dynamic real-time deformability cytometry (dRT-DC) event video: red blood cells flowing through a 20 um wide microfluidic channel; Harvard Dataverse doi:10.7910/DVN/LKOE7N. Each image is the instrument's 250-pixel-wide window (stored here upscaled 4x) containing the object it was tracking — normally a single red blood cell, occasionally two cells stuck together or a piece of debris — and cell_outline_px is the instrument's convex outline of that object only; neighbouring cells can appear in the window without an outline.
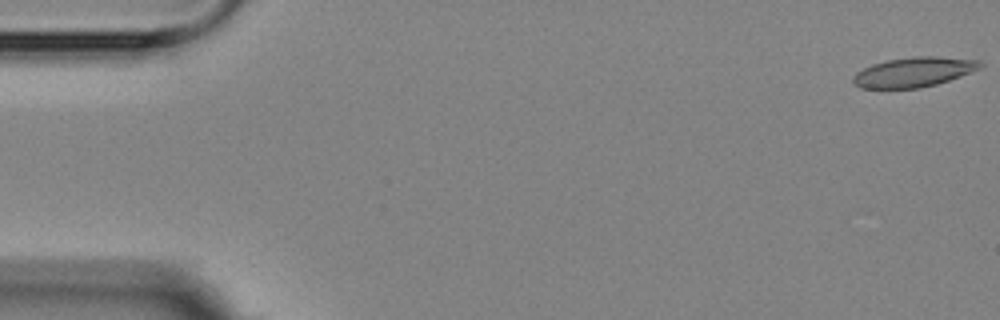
{"species": "Egyptian fruit bat (a non-hibernating species)", "species_latin": "Rousettus aegyptiacus", "temperature_condition": "room temperature", "stored_images_in_passage": 6, "camera_frame_rate_fps": 3000, "um_per_image_px": 0.085, "animal": {"sex": "female"}, "frame": {"image": 1, "passage_image": 1, "time_ms": 0.0, "image_size_px": [1000, 320], "cell_outline_px": [[984, 64], [980, 68], [960, 76], [936, 84], [920, 88], [860, 88], [852, 80], [852, 76], [856, 72], [872, 64], [888, 60], [912, 56], [936, 56], [980, 60]], "centroid_in_image_um": [77.67, 6.12], "position_along_channel_um": 7.3, "area_um2": 21.96}}